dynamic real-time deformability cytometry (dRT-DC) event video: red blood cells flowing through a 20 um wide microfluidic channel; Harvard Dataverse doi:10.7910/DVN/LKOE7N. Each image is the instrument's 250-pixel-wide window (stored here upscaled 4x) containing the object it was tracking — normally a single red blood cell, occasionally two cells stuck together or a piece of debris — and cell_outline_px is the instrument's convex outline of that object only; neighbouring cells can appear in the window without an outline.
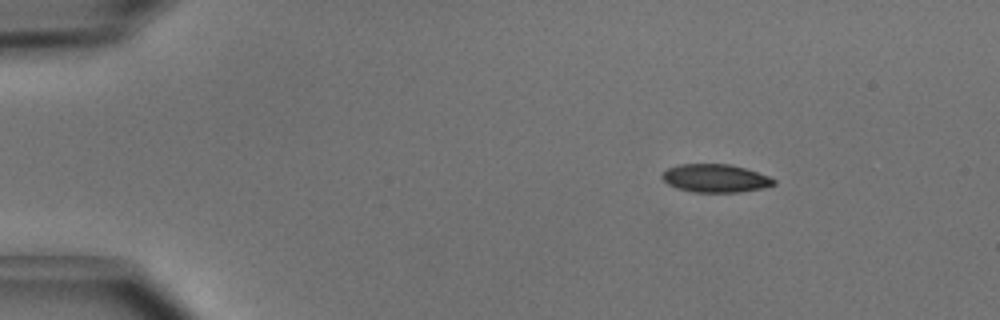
{"species": "common noctule bat (a hibernating species)", "species_latin": "Nyctalus noctula", "temperature_condition": "cold", "stored_images_in_passage": 3, "camera_frame_rate_fps": 3000, "um_per_image_px": 0.085, "animal": {"sex": "male", "body_mass_g": 15.6}, "frame": {"image": 1, "passage_image": 1, "time_ms": 0.0, "image_size_px": [1000, 320], "cell_outline_px": [[776, 184], [764, 188], [740, 192], [692, 192], [676, 188], [668, 184], [660, 176], [668, 168], [676, 164], [732, 164], [768, 176], [776, 180]], "centroid_in_image_um": [60.8, 15.15], "position_along_channel_um": 24.2, "area_um2": 18.38}}